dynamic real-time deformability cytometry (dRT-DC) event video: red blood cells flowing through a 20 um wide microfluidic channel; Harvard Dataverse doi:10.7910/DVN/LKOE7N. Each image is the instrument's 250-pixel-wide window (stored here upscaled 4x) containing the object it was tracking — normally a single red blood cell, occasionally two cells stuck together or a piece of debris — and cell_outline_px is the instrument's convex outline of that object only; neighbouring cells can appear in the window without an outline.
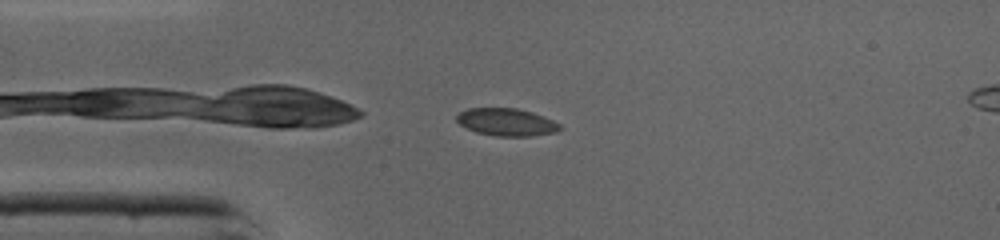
{"species": "common noctule bat (a hibernating species)", "species_latin": "Nyctalus noctula", "temperature_condition": "cold", "stored_images_in_passage": 37, "segment_of_instrument_passage": [1, 2], "camera_frame_rate_fps": 3000, "um_per_image_px": 0.085, "animal": {"sex": "male", "body_mass_g": 19.0, "forearm_length_mm": 50.8}, "frame": {"image": 1, "passage_image": 1, "time_ms": 0.0, "image_size_px": [1000, 240], "cell_outline_px": [[564, 128], [556, 132], [532, 136], [496, 136], [476, 132], [460, 124], [456, 120], [456, 116], [460, 112], [468, 108], [516, 108], [532, 112], [544, 116], [560, 124]], "centroid_in_image_um": [43.08, 10.38], "position_along_channel_um": 41.9, "area_um2": 16.59}}
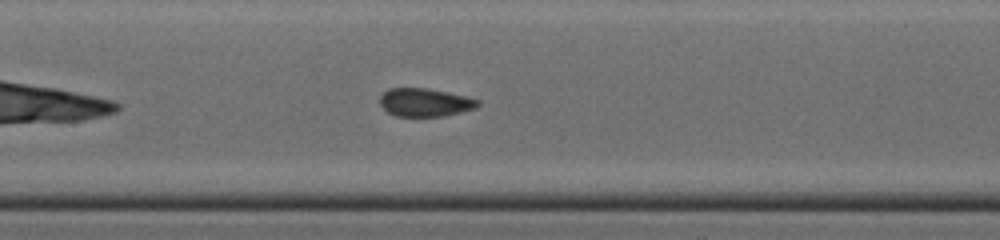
{"frame": {"image": 2, "passage_image": 11, "time_ms": 3.333, "image_size_px": [1000, 240], "cell_outline_px": [[480, 104], [476, 108], [444, 116], [396, 116], [388, 112], [380, 104], [380, 96], [388, 88], [424, 88], [448, 92], [480, 100]], "centroid_in_image_um": [36.12, 8.7], "position_along_channel_um": 171.3, "area_um2": 16.01}}
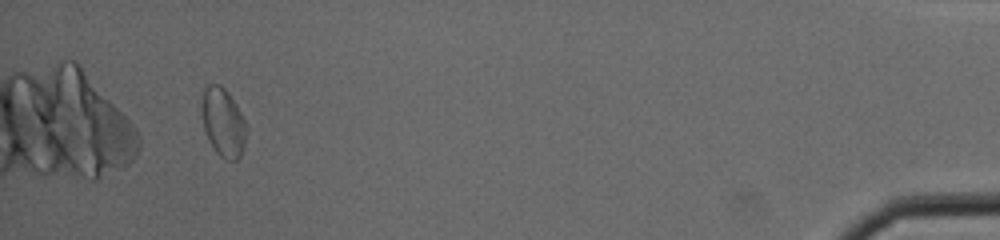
{"frame": {"image": 3, "passage_image": 33, "time_ms": 10.667, "image_size_px": [1000, 240], "cell_outline_px": [[248, 128], [244, 148], [240, 156], [236, 160], [224, 160], [216, 152], [208, 140], [204, 128], [200, 108], [204, 88], [208, 84], [220, 84], [228, 92], [236, 104], [248, 124]], "centroid_in_image_um": [18.98, 10.4], "position_along_channel_um": 416.2, "area_um2": 18.32}}